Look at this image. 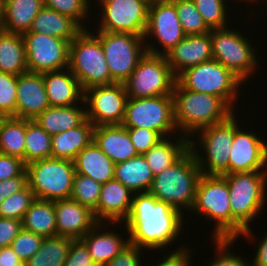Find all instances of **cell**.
<instances>
[{
	"label": "cell",
	"instance_id": "6da1fadb",
	"mask_svg": "<svg viewBox=\"0 0 267 266\" xmlns=\"http://www.w3.org/2000/svg\"><path fill=\"white\" fill-rule=\"evenodd\" d=\"M184 215L149 192L134 193L132 207L122 229L124 233L127 232L129 243L147 252L161 251L162 248L166 250L169 245L176 244L173 242L180 240L178 237L185 234L182 233L186 231L183 224L187 217Z\"/></svg>",
	"mask_w": 267,
	"mask_h": 266
},
{
	"label": "cell",
	"instance_id": "7a4b0ae2",
	"mask_svg": "<svg viewBox=\"0 0 267 266\" xmlns=\"http://www.w3.org/2000/svg\"><path fill=\"white\" fill-rule=\"evenodd\" d=\"M222 176L229 187L231 239L244 237L252 242L256 235L250 225L267 205V170L235 172Z\"/></svg>",
	"mask_w": 267,
	"mask_h": 266
},
{
	"label": "cell",
	"instance_id": "3957f363",
	"mask_svg": "<svg viewBox=\"0 0 267 266\" xmlns=\"http://www.w3.org/2000/svg\"><path fill=\"white\" fill-rule=\"evenodd\" d=\"M172 96L177 131L188 139L199 130L221 123L235 113L222 98L190 91L177 80Z\"/></svg>",
	"mask_w": 267,
	"mask_h": 266
},
{
	"label": "cell",
	"instance_id": "277c9868",
	"mask_svg": "<svg viewBox=\"0 0 267 266\" xmlns=\"http://www.w3.org/2000/svg\"><path fill=\"white\" fill-rule=\"evenodd\" d=\"M202 173L194 154L188 149L170 167L155 175L149 193L183 214L191 210Z\"/></svg>",
	"mask_w": 267,
	"mask_h": 266
},
{
	"label": "cell",
	"instance_id": "5b68a950",
	"mask_svg": "<svg viewBox=\"0 0 267 266\" xmlns=\"http://www.w3.org/2000/svg\"><path fill=\"white\" fill-rule=\"evenodd\" d=\"M235 114L221 123L199 130L189 139V149L203 175L229 174L230 149L238 116ZM193 138H196V141Z\"/></svg>",
	"mask_w": 267,
	"mask_h": 266
},
{
	"label": "cell",
	"instance_id": "8992f818",
	"mask_svg": "<svg viewBox=\"0 0 267 266\" xmlns=\"http://www.w3.org/2000/svg\"><path fill=\"white\" fill-rule=\"evenodd\" d=\"M190 211L214 224L212 239H231L229 187L222 175H201Z\"/></svg>",
	"mask_w": 267,
	"mask_h": 266
},
{
	"label": "cell",
	"instance_id": "52a82bcc",
	"mask_svg": "<svg viewBox=\"0 0 267 266\" xmlns=\"http://www.w3.org/2000/svg\"><path fill=\"white\" fill-rule=\"evenodd\" d=\"M68 68L83 91L94 86L111 85V78L100 39L83 29L69 44Z\"/></svg>",
	"mask_w": 267,
	"mask_h": 266
},
{
	"label": "cell",
	"instance_id": "ba28073f",
	"mask_svg": "<svg viewBox=\"0 0 267 266\" xmlns=\"http://www.w3.org/2000/svg\"><path fill=\"white\" fill-rule=\"evenodd\" d=\"M176 80L190 91L222 98L234 111L237 110L235 104L239 100L242 85L246 84L214 59L185 69Z\"/></svg>",
	"mask_w": 267,
	"mask_h": 266
},
{
	"label": "cell",
	"instance_id": "9c48e42d",
	"mask_svg": "<svg viewBox=\"0 0 267 266\" xmlns=\"http://www.w3.org/2000/svg\"><path fill=\"white\" fill-rule=\"evenodd\" d=\"M232 28L211 29L212 55L214 60L228 68L244 83L253 77L251 75H255L260 66L256 55L258 50L239 28Z\"/></svg>",
	"mask_w": 267,
	"mask_h": 266
},
{
	"label": "cell",
	"instance_id": "30bf717a",
	"mask_svg": "<svg viewBox=\"0 0 267 266\" xmlns=\"http://www.w3.org/2000/svg\"><path fill=\"white\" fill-rule=\"evenodd\" d=\"M27 183L36 199H70L76 174L74 161L46 158L26 165Z\"/></svg>",
	"mask_w": 267,
	"mask_h": 266
},
{
	"label": "cell",
	"instance_id": "8fae6325",
	"mask_svg": "<svg viewBox=\"0 0 267 266\" xmlns=\"http://www.w3.org/2000/svg\"><path fill=\"white\" fill-rule=\"evenodd\" d=\"M175 83L165 55L146 52L123 84L128 98H151L172 95Z\"/></svg>",
	"mask_w": 267,
	"mask_h": 266
},
{
	"label": "cell",
	"instance_id": "7c38bea8",
	"mask_svg": "<svg viewBox=\"0 0 267 266\" xmlns=\"http://www.w3.org/2000/svg\"><path fill=\"white\" fill-rule=\"evenodd\" d=\"M93 32L101 41L111 78L115 83H124L145 55V40L142 36L121 32Z\"/></svg>",
	"mask_w": 267,
	"mask_h": 266
},
{
	"label": "cell",
	"instance_id": "4fadbf2b",
	"mask_svg": "<svg viewBox=\"0 0 267 266\" xmlns=\"http://www.w3.org/2000/svg\"><path fill=\"white\" fill-rule=\"evenodd\" d=\"M122 125L154 130L163 138L179 135L176 133L173 96L128 98Z\"/></svg>",
	"mask_w": 267,
	"mask_h": 266
},
{
	"label": "cell",
	"instance_id": "5bb4252c",
	"mask_svg": "<svg viewBox=\"0 0 267 266\" xmlns=\"http://www.w3.org/2000/svg\"><path fill=\"white\" fill-rule=\"evenodd\" d=\"M185 36L175 4L171 0L150 2L147 27L143 36L147 53L165 55ZM154 42L162 46L159 47L161 51Z\"/></svg>",
	"mask_w": 267,
	"mask_h": 266
},
{
	"label": "cell",
	"instance_id": "9a60e30c",
	"mask_svg": "<svg viewBox=\"0 0 267 266\" xmlns=\"http://www.w3.org/2000/svg\"><path fill=\"white\" fill-rule=\"evenodd\" d=\"M101 5L97 31L131 33L144 36L149 0H97Z\"/></svg>",
	"mask_w": 267,
	"mask_h": 266
},
{
	"label": "cell",
	"instance_id": "2e32d148",
	"mask_svg": "<svg viewBox=\"0 0 267 266\" xmlns=\"http://www.w3.org/2000/svg\"><path fill=\"white\" fill-rule=\"evenodd\" d=\"M83 100L87 119L94 126L122 124L128 100L123 83L88 88Z\"/></svg>",
	"mask_w": 267,
	"mask_h": 266
},
{
	"label": "cell",
	"instance_id": "e0dca14e",
	"mask_svg": "<svg viewBox=\"0 0 267 266\" xmlns=\"http://www.w3.org/2000/svg\"><path fill=\"white\" fill-rule=\"evenodd\" d=\"M29 72L45 73L68 68L69 42L42 33L22 34Z\"/></svg>",
	"mask_w": 267,
	"mask_h": 266
},
{
	"label": "cell",
	"instance_id": "ac0fdd59",
	"mask_svg": "<svg viewBox=\"0 0 267 266\" xmlns=\"http://www.w3.org/2000/svg\"><path fill=\"white\" fill-rule=\"evenodd\" d=\"M236 117V131L229 156V174L267 170V142L262 134L241 128ZM262 136V138H260Z\"/></svg>",
	"mask_w": 267,
	"mask_h": 266
},
{
	"label": "cell",
	"instance_id": "d6986e66",
	"mask_svg": "<svg viewBox=\"0 0 267 266\" xmlns=\"http://www.w3.org/2000/svg\"><path fill=\"white\" fill-rule=\"evenodd\" d=\"M165 57L176 77L189 67L213 60L211 31L203 35H186Z\"/></svg>",
	"mask_w": 267,
	"mask_h": 266
},
{
	"label": "cell",
	"instance_id": "ffe728a7",
	"mask_svg": "<svg viewBox=\"0 0 267 266\" xmlns=\"http://www.w3.org/2000/svg\"><path fill=\"white\" fill-rule=\"evenodd\" d=\"M133 193L118 180L112 179L102 184L96 210L97 222L124 223L132 207Z\"/></svg>",
	"mask_w": 267,
	"mask_h": 266
},
{
	"label": "cell",
	"instance_id": "44dd1931",
	"mask_svg": "<svg viewBox=\"0 0 267 266\" xmlns=\"http://www.w3.org/2000/svg\"><path fill=\"white\" fill-rule=\"evenodd\" d=\"M57 235L81 239L98 222L93 211L70 199L54 201Z\"/></svg>",
	"mask_w": 267,
	"mask_h": 266
},
{
	"label": "cell",
	"instance_id": "7402d4cb",
	"mask_svg": "<svg viewBox=\"0 0 267 266\" xmlns=\"http://www.w3.org/2000/svg\"><path fill=\"white\" fill-rule=\"evenodd\" d=\"M50 107L43 73L25 72L17 76L16 117L35 119L45 109Z\"/></svg>",
	"mask_w": 267,
	"mask_h": 266
},
{
	"label": "cell",
	"instance_id": "603a6c76",
	"mask_svg": "<svg viewBox=\"0 0 267 266\" xmlns=\"http://www.w3.org/2000/svg\"><path fill=\"white\" fill-rule=\"evenodd\" d=\"M109 224L112 226L117 224L122 225L123 223L98 222L81 238L87 246L93 262L97 266H105L129 243L128 236L123 238L121 233H117V230H107L106 228ZM103 227H105L106 231H104Z\"/></svg>",
	"mask_w": 267,
	"mask_h": 266
},
{
	"label": "cell",
	"instance_id": "cb8c5ba5",
	"mask_svg": "<svg viewBox=\"0 0 267 266\" xmlns=\"http://www.w3.org/2000/svg\"><path fill=\"white\" fill-rule=\"evenodd\" d=\"M43 82L50 107L81 104L84 91L69 68L43 73Z\"/></svg>",
	"mask_w": 267,
	"mask_h": 266
},
{
	"label": "cell",
	"instance_id": "d4e9b609",
	"mask_svg": "<svg viewBox=\"0 0 267 266\" xmlns=\"http://www.w3.org/2000/svg\"><path fill=\"white\" fill-rule=\"evenodd\" d=\"M93 141L115 164L139 155L122 124L95 126Z\"/></svg>",
	"mask_w": 267,
	"mask_h": 266
},
{
	"label": "cell",
	"instance_id": "484cf974",
	"mask_svg": "<svg viewBox=\"0 0 267 266\" xmlns=\"http://www.w3.org/2000/svg\"><path fill=\"white\" fill-rule=\"evenodd\" d=\"M77 174L104 184L114 179L115 163L93 141L82 149L74 160Z\"/></svg>",
	"mask_w": 267,
	"mask_h": 266
},
{
	"label": "cell",
	"instance_id": "4316f807",
	"mask_svg": "<svg viewBox=\"0 0 267 266\" xmlns=\"http://www.w3.org/2000/svg\"><path fill=\"white\" fill-rule=\"evenodd\" d=\"M95 126L86 119L81 125L51 138L52 157L74 161L78 153L94 140Z\"/></svg>",
	"mask_w": 267,
	"mask_h": 266
},
{
	"label": "cell",
	"instance_id": "83f0119b",
	"mask_svg": "<svg viewBox=\"0 0 267 266\" xmlns=\"http://www.w3.org/2000/svg\"><path fill=\"white\" fill-rule=\"evenodd\" d=\"M84 104V105H83ZM87 119L84 100L68 107H48L35 120L50 136L73 129Z\"/></svg>",
	"mask_w": 267,
	"mask_h": 266
},
{
	"label": "cell",
	"instance_id": "f1b7e54d",
	"mask_svg": "<svg viewBox=\"0 0 267 266\" xmlns=\"http://www.w3.org/2000/svg\"><path fill=\"white\" fill-rule=\"evenodd\" d=\"M82 30L70 16L43 7L35 16L29 32L62 38L70 43Z\"/></svg>",
	"mask_w": 267,
	"mask_h": 266
},
{
	"label": "cell",
	"instance_id": "f546056e",
	"mask_svg": "<svg viewBox=\"0 0 267 266\" xmlns=\"http://www.w3.org/2000/svg\"><path fill=\"white\" fill-rule=\"evenodd\" d=\"M43 7V0H3L4 31L17 34L28 32Z\"/></svg>",
	"mask_w": 267,
	"mask_h": 266
},
{
	"label": "cell",
	"instance_id": "4dcf8cb0",
	"mask_svg": "<svg viewBox=\"0 0 267 266\" xmlns=\"http://www.w3.org/2000/svg\"><path fill=\"white\" fill-rule=\"evenodd\" d=\"M153 178L154 175L142 154L115 164L114 179L133 194L148 192Z\"/></svg>",
	"mask_w": 267,
	"mask_h": 266
},
{
	"label": "cell",
	"instance_id": "1f68e13d",
	"mask_svg": "<svg viewBox=\"0 0 267 266\" xmlns=\"http://www.w3.org/2000/svg\"><path fill=\"white\" fill-rule=\"evenodd\" d=\"M188 149L189 139L182 134H176L161 139L143 156L155 176L175 163Z\"/></svg>",
	"mask_w": 267,
	"mask_h": 266
},
{
	"label": "cell",
	"instance_id": "d6a6232c",
	"mask_svg": "<svg viewBox=\"0 0 267 266\" xmlns=\"http://www.w3.org/2000/svg\"><path fill=\"white\" fill-rule=\"evenodd\" d=\"M0 71L17 76L28 71L22 34L0 32Z\"/></svg>",
	"mask_w": 267,
	"mask_h": 266
},
{
	"label": "cell",
	"instance_id": "836d02e7",
	"mask_svg": "<svg viewBox=\"0 0 267 266\" xmlns=\"http://www.w3.org/2000/svg\"><path fill=\"white\" fill-rule=\"evenodd\" d=\"M22 226L23 229L43 237L56 236L54 201L36 199L25 212Z\"/></svg>",
	"mask_w": 267,
	"mask_h": 266
},
{
	"label": "cell",
	"instance_id": "e575fe53",
	"mask_svg": "<svg viewBox=\"0 0 267 266\" xmlns=\"http://www.w3.org/2000/svg\"><path fill=\"white\" fill-rule=\"evenodd\" d=\"M26 119L13 116L0 121V153L16 156L24 162Z\"/></svg>",
	"mask_w": 267,
	"mask_h": 266
},
{
	"label": "cell",
	"instance_id": "d590c367",
	"mask_svg": "<svg viewBox=\"0 0 267 266\" xmlns=\"http://www.w3.org/2000/svg\"><path fill=\"white\" fill-rule=\"evenodd\" d=\"M73 240L58 235L44 237L40 249L27 260L28 266H63Z\"/></svg>",
	"mask_w": 267,
	"mask_h": 266
},
{
	"label": "cell",
	"instance_id": "8d00e7d4",
	"mask_svg": "<svg viewBox=\"0 0 267 266\" xmlns=\"http://www.w3.org/2000/svg\"><path fill=\"white\" fill-rule=\"evenodd\" d=\"M51 138L35 120L26 119L25 165L52 157Z\"/></svg>",
	"mask_w": 267,
	"mask_h": 266
},
{
	"label": "cell",
	"instance_id": "74e56055",
	"mask_svg": "<svg viewBox=\"0 0 267 266\" xmlns=\"http://www.w3.org/2000/svg\"><path fill=\"white\" fill-rule=\"evenodd\" d=\"M171 1L175 4L177 16L186 35H203L211 31L192 0Z\"/></svg>",
	"mask_w": 267,
	"mask_h": 266
},
{
	"label": "cell",
	"instance_id": "f35d334b",
	"mask_svg": "<svg viewBox=\"0 0 267 266\" xmlns=\"http://www.w3.org/2000/svg\"><path fill=\"white\" fill-rule=\"evenodd\" d=\"M196 9L199 11L204 22L210 29L229 27L228 19L229 9L228 0H192ZM227 10V11H226ZM228 12V13H227ZM228 22V23H227ZM229 24V25H227Z\"/></svg>",
	"mask_w": 267,
	"mask_h": 266
},
{
	"label": "cell",
	"instance_id": "ab89813d",
	"mask_svg": "<svg viewBox=\"0 0 267 266\" xmlns=\"http://www.w3.org/2000/svg\"><path fill=\"white\" fill-rule=\"evenodd\" d=\"M101 187L102 184L94 179L76 173L73 179L71 199L94 212L98 205Z\"/></svg>",
	"mask_w": 267,
	"mask_h": 266
},
{
	"label": "cell",
	"instance_id": "60d3db41",
	"mask_svg": "<svg viewBox=\"0 0 267 266\" xmlns=\"http://www.w3.org/2000/svg\"><path fill=\"white\" fill-rule=\"evenodd\" d=\"M90 1V2H89ZM91 0H43L44 7L55 10L61 14L70 16L83 29H88L90 26H85V21L89 19ZM89 13V14H88ZM87 19V20H86Z\"/></svg>",
	"mask_w": 267,
	"mask_h": 266
},
{
	"label": "cell",
	"instance_id": "b9f144b4",
	"mask_svg": "<svg viewBox=\"0 0 267 266\" xmlns=\"http://www.w3.org/2000/svg\"><path fill=\"white\" fill-rule=\"evenodd\" d=\"M35 200L34 192L27 185L24 189L14 193L0 204V217L22 221L25 212Z\"/></svg>",
	"mask_w": 267,
	"mask_h": 266
},
{
	"label": "cell",
	"instance_id": "7bdbcfd3",
	"mask_svg": "<svg viewBox=\"0 0 267 266\" xmlns=\"http://www.w3.org/2000/svg\"><path fill=\"white\" fill-rule=\"evenodd\" d=\"M17 75L0 71V115L16 117Z\"/></svg>",
	"mask_w": 267,
	"mask_h": 266
},
{
	"label": "cell",
	"instance_id": "ee69618b",
	"mask_svg": "<svg viewBox=\"0 0 267 266\" xmlns=\"http://www.w3.org/2000/svg\"><path fill=\"white\" fill-rule=\"evenodd\" d=\"M236 241L237 239H213L212 242L216 245L215 254H217L205 266H251L250 261L246 260L244 256L236 255L230 250Z\"/></svg>",
	"mask_w": 267,
	"mask_h": 266
},
{
	"label": "cell",
	"instance_id": "f6af8a7d",
	"mask_svg": "<svg viewBox=\"0 0 267 266\" xmlns=\"http://www.w3.org/2000/svg\"><path fill=\"white\" fill-rule=\"evenodd\" d=\"M43 239V236L22 228L10 246L22 261H27L40 249Z\"/></svg>",
	"mask_w": 267,
	"mask_h": 266
},
{
	"label": "cell",
	"instance_id": "bcb514c9",
	"mask_svg": "<svg viewBox=\"0 0 267 266\" xmlns=\"http://www.w3.org/2000/svg\"><path fill=\"white\" fill-rule=\"evenodd\" d=\"M131 142L133 143L138 154H144L151 147L156 145L163 137L156 131L137 128V127H126Z\"/></svg>",
	"mask_w": 267,
	"mask_h": 266
},
{
	"label": "cell",
	"instance_id": "7dc6e473",
	"mask_svg": "<svg viewBox=\"0 0 267 266\" xmlns=\"http://www.w3.org/2000/svg\"><path fill=\"white\" fill-rule=\"evenodd\" d=\"M63 266H97L89 253L85 243L81 239L72 241L67 259Z\"/></svg>",
	"mask_w": 267,
	"mask_h": 266
},
{
	"label": "cell",
	"instance_id": "c3c4849f",
	"mask_svg": "<svg viewBox=\"0 0 267 266\" xmlns=\"http://www.w3.org/2000/svg\"><path fill=\"white\" fill-rule=\"evenodd\" d=\"M144 249L128 243L126 247L116 255L111 261H109L105 266H145L142 262V252ZM143 263V264H142Z\"/></svg>",
	"mask_w": 267,
	"mask_h": 266
},
{
	"label": "cell",
	"instance_id": "681fc988",
	"mask_svg": "<svg viewBox=\"0 0 267 266\" xmlns=\"http://www.w3.org/2000/svg\"><path fill=\"white\" fill-rule=\"evenodd\" d=\"M192 253L194 254L191 246H185L182 243V245L177 247L174 251H169V253L164 254L165 257L163 255L162 260H156L158 262L154 265L151 264V266H191V261L194 256Z\"/></svg>",
	"mask_w": 267,
	"mask_h": 266
},
{
	"label": "cell",
	"instance_id": "f907efd6",
	"mask_svg": "<svg viewBox=\"0 0 267 266\" xmlns=\"http://www.w3.org/2000/svg\"><path fill=\"white\" fill-rule=\"evenodd\" d=\"M25 169L21 158L0 153V181L19 176Z\"/></svg>",
	"mask_w": 267,
	"mask_h": 266
},
{
	"label": "cell",
	"instance_id": "816d5d0a",
	"mask_svg": "<svg viewBox=\"0 0 267 266\" xmlns=\"http://www.w3.org/2000/svg\"><path fill=\"white\" fill-rule=\"evenodd\" d=\"M22 228L21 220L0 217V248L10 246Z\"/></svg>",
	"mask_w": 267,
	"mask_h": 266
},
{
	"label": "cell",
	"instance_id": "f5cc1de1",
	"mask_svg": "<svg viewBox=\"0 0 267 266\" xmlns=\"http://www.w3.org/2000/svg\"><path fill=\"white\" fill-rule=\"evenodd\" d=\"M28 185L26 169L19 175L0 181V204L8 197L24 189Z\"/></svg>",
	"mask_w": 267,
	"mask_h": 266
},
{
	"label": "cell",
	"instance_id": "db71d44e",
	"mask_svg": "<svg viewBox=\"0 0 267 266\" xmlns=\"http://www.w3.org/2000/svg\"><path fill=\"white\" fill-rule=\"evenodd\" d=\"M263 235L261 239L259 238L260 242L257 244L253 259L250 257L251 266H267V233Z\"/></svg>",
	"mask_w": 267,
	"mask_h": 266
},
{
	"label": "cell",
	"instance_id": "11a10c76",
	"mask_svg": "<svg viewBox=\"0 0 267 266\" xmlns=\"http://www.w3.org/2000/svg\"><path fill=\"white\" fill-rule=\"evenodd\" d=\"M21 261L11 246L0 248V266H14Z\"/></svg>",
	"mask_w": 267,
	"mask_h": 266
},
{
	"label": "cell",
	"instance_id": "9f6ffc18",
	"mask_svg": "<svg viewBox=\"0 0 267 266\" xmlns=\"http://www.w3.org/2000/svg\"><path fill=\"white\" fill-rule=\"evenodd\" d=\"M3 30V0H0V32Z\"/></svg>",
	"mask_w": 267,
	"mask_h": 266
},
{
	"label": "cell",
	"instance_id": "6f0895ef",
	"mask_svg": "<svg viewBox=\"0 0 267 266\" xmlns=\"http://www.w3.org/2000/svg\"><path fill=\"white\" fill-rule=\"evenodd\" d=\"M14 266H28L27 261H21L20 263L14 265Z\"/></svg>",
	"mask_w": 267,
	"mask_h": 266
},
{
	"label": "cell",
	"instance_id": "680465c9",
	"mask_svg": "<svg viewBox=\"0 0 267 266\" xmlns=\"http://www.w3.org/2000/svg\"><path fill=\"white\" fill-rule=\"evenodd\" d=\"M234 1V0H233ZM237 1V0H236ZM239 1H246V3H253V4H256V0H239Z\"/></svg>",
	"mask_w": 267,
	"mask_h": 266
},
{
	"label": "cell",
	"instance_id": "91938a15",
	"mask_svg": "<svg viewBox=\"0 0 267 266\" xmlns=\"http://www.w3.org/2000/svg\"><path fill=\"white\" fill-rule=\"evenodd\" d=\"M264 0H256V3H263Z\"/></svg>",
	"mask_w": 267,
	"mask_h": 266
},
{
	"label": "cell",
	"instance_id": "94428289",
	"mask_svg": "<svg viewBox=\"0 0 267 266\" xmlns=\"http://www.w3.org/2000/svg\"><path fill=\"white\" fill-rule=\"evenodd\" d=\"M150 2H152V1H164V0H149Z\"/></svg>",
	"mask_w": 267,
	"mask_h": 266
},
{
	"label": "cell",
	"instance_id": "6125c7cd",
	"mask_svg": "<svg viewBox=\"0 0 267 266\" xmlns=\"http://www.w3.org/2000/svg\"><path fill=\"white\" fill-rule=\"evenodd\" d=\"M264 2H265V3H264ZM263 3H264L263 6H264L265 4H267V0H264Z\"/></svg>",
	"mask_w": 267,
	"mask_h": 266
}]
</instances>
